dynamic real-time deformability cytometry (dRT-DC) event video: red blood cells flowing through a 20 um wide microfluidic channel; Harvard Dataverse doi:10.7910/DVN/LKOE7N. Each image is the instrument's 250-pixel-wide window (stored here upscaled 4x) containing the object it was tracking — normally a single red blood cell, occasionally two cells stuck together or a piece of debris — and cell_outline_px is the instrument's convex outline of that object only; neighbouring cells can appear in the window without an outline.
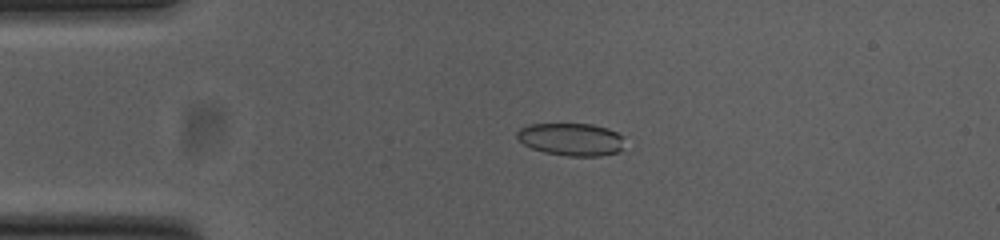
{"species": "common noctule bat (a hibernating species)", "species_latin": "Nyctalus noctula", "temperature_condition": "cold", "stored_images_in_passage": 54, "camera_frame_rate_fps": 3000, "um_per_image_px": 0.085, "animal": {"sex": "female", "body_mass_g": 23.0, "forearm_length_mm": 53.4}, "frame": {"image": 1, "passage_image": 12, "time_ms": 3.667, "image_size_px": [1000, 240], "cell_outline_px": [[624, 136], [620, 152], [600, 156], [568, 156], [544, 152], [532, 148], [524, 144], [516, 136], [516, 132], [520, 128], [528, 124], [592, 124], [608, 128]], "centroid_in_image_um": [48.56, 11.84], "position_along_channel_um": 36.4, "area_um2": 20.52}}
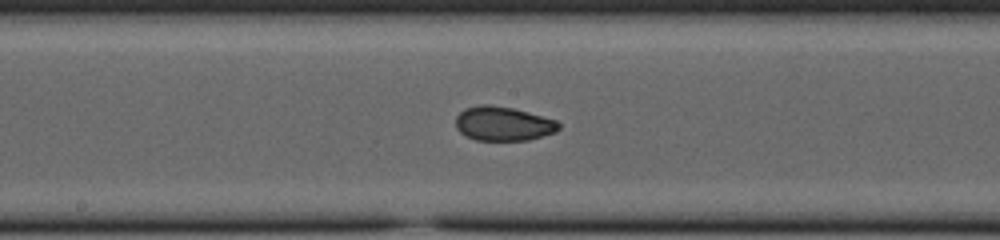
{"frame": {"image": 2, "passage_image": 28, "time_ms": 9.0, "image_size_px": [1000, 240], "cell_outline_px": [[560, 128], [556, 132], [528, 140], [476, 140], [464, 136], [456, 128], [456, 116], [464, 108], [480, 104], [488, 104], [512, 108], [528, 112], [556, 120], [560, 124]], "centroid_in_image_um": [42.75, 10.51], "position_along_channel_um": 205.5, "area_um2": 20.63}}
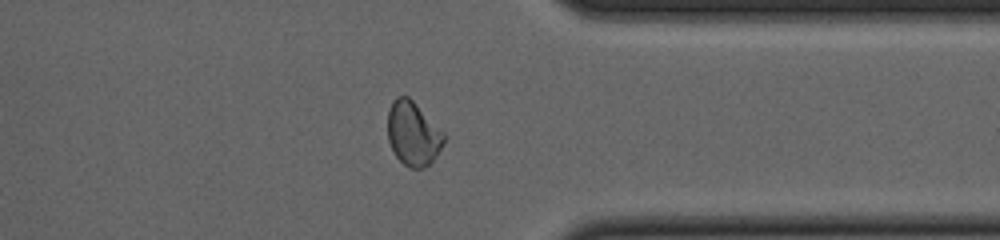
{"frame": {"image": 3, "passage_image": 42, "time_ms": 13.667, "image_size_px": [1000, 240], "cell_outline_px": [[444, 144], [436, 156], [424, 168], [408, 168], [396, 156], [388, 140], [388, 108], [392, 100], [396, 96], [408, 96], [444, 132]], "centroid_in_image_um": [35.1, 11.35], "position_along_channel_um": 376.3, "area_um2": 20.92}, "authors_computed_cell_mechanics": {"area_um2": 21.0103, "velocity_mm_per_s": 3.7941, "shape_relaxation_time_tau1_ms": null, "shape_relaxation_time_tau2_ms": 1.0918, "deformation_change_tau1": null, "deformation_change_tau2": 0.0521}}